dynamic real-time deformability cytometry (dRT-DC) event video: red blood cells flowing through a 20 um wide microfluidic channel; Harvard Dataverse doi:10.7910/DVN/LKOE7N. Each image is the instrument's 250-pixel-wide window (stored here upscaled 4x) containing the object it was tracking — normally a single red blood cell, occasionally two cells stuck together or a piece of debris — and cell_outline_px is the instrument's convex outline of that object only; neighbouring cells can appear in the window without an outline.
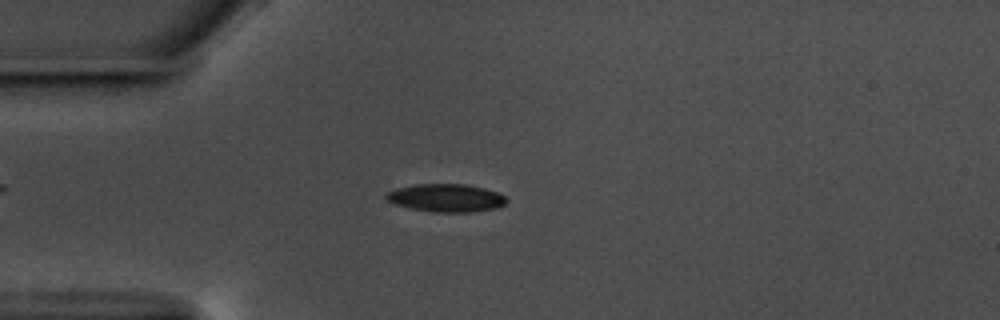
{"species": "common noctule bat (a hibernating species)", "species_latin": "Nyctalus noctula", "temperature_condition": "warm", "stored_images_in_passage": 31, "camera_frame_rate_fps": 3000, "um_per_image_px": 0.085, "animal": {"sex": "male", "body_mass_g": 17.5, "forearm_length_mm": 52.3}, "frame": {"image": 1, "passage_image": 15, "time_ms": 4.667, "image_size_px": [1000, 320], "cell_outline_px": [[508, 200], [504, 204], [496, 208], [472, 212], [432, 212], [408, 208], [396, 204], [388, 200], [384, 196], [388, 192], [396, 188], [416, 184], [464, 184], [484, 188], [496, 192], [504, 196]], "centroid_in_image_um": [37.91, 16.82], "position_along_channel_um": 47.1, "area_um2": 19.54}}
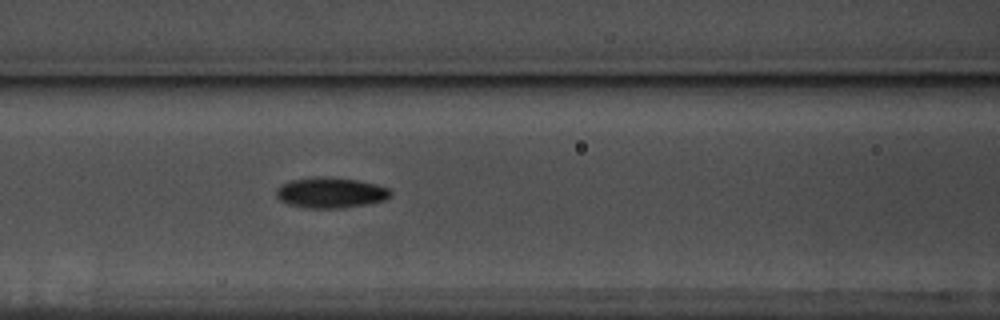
{"frame": {"image": 2, "passage_image": 24, "time_ms": 7.667, "image_size_px": [1000, 320], "cell_outline_px": [[392, 196], [384, 200], [368, 204], [340, 208], [304, 208], [288, 204], [280, 200], [276, 196], [276, 188], [292, 180], [316, 176], [356, 180], [376, 184], [388, 188], [392, 192]], "centroid_in_image_um": [28.11, 16.39], "position_along_channel_um": 138.5, "area_um2": 20.29}}
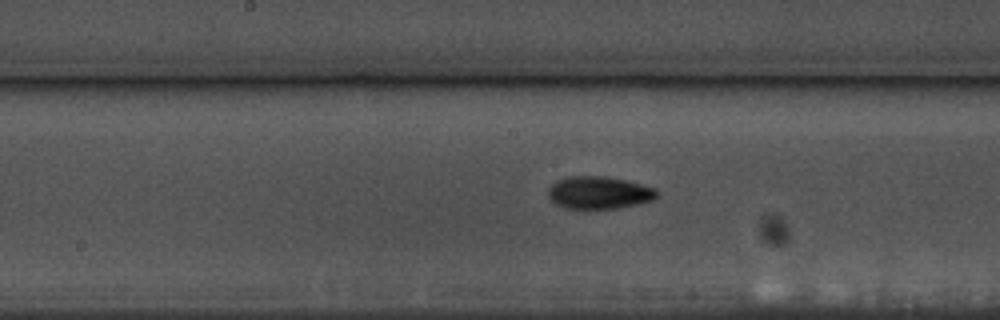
{"frame": {"image": 3, "passage_image": 29, "time_ms": 9.333, "image_size_px": [1000, 320], "cell_outline_px": [[660, 192], [652, 200], [636, 204], [616, 208], [564, 208], [556, 204], [548, 196], [548, 188], [552, 184], [568, 176], [604, 176], [624, 180], [656, 188]], "centroid_in_image_um": [50.91, 16.37], "position_along_channel_um": 197.3, "area_um2": 20.35}}